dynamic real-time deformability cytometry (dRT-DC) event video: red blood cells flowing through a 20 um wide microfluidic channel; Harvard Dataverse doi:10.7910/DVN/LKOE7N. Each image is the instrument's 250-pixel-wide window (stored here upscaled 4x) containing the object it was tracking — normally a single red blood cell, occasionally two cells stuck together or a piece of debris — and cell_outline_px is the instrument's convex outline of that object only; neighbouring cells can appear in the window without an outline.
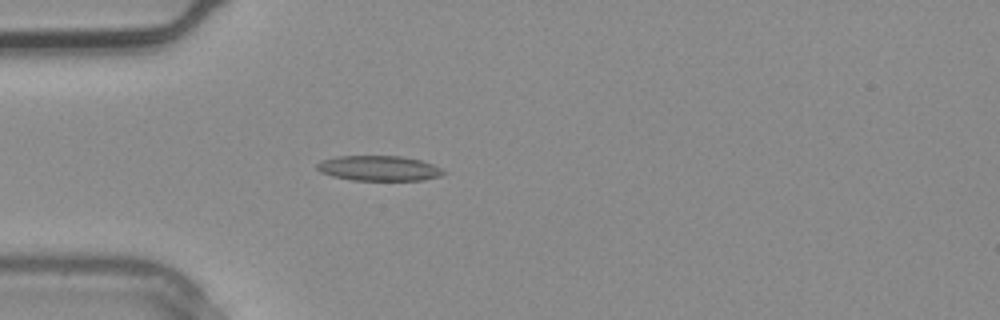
{"species": "common noctule bat (a hibernating species)", "species_latin": "Nyctalus noctula", "temperature_condition": "warm", "stored_images_in_passage": 2, "camera_frame_rate_fps": 3000, "um_per_image_px": 0.085, "animal": {"sex": "male", "body_mass_g": 20.4}, "frame": {"image": 1, "passage_image": 2, "time_ms": 0.333, "image_size_px": [1000, 320], "cell_outline_px": [[448, 172], [440, 176], [424, 180], [352, 180], [332, 176], [320, 172], [316, 168], [316, 164], [324, 160], [336, 156], [400, 156], [420, 160], [432, 164]], "centroid_in_image_um": [32.21, 14.3], "position_along_channel_um": 52.8, "area_um2": 18.5}}